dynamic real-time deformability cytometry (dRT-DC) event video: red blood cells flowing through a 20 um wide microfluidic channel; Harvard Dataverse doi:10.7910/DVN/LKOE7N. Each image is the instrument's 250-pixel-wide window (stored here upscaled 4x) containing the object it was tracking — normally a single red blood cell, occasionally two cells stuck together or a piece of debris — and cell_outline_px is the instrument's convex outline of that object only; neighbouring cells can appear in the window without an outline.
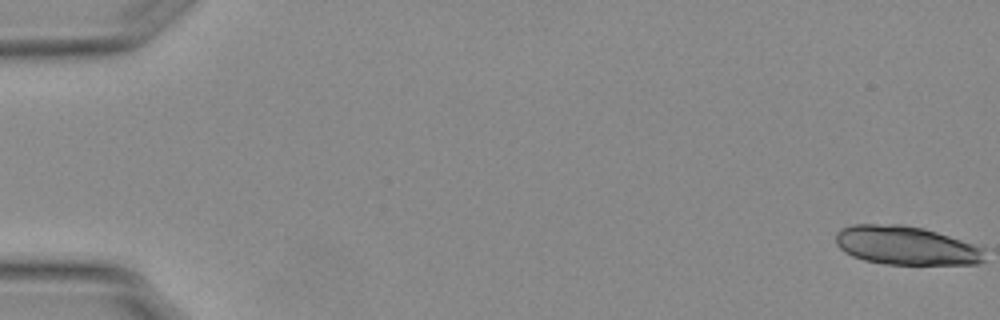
{"species": "Egyptian fruit bat (a non-hibernating species)", "species_latin": "Rousettus aegyptiacus", "temperature_condition": "warm", "stored_images_in_passage": 41, "camera_frame_rate_fps": 3000, "um_per_image_px": 0.085, "animal": {"sex": "female"}, "frame": {"image": 1, "passage_image": 1, "time_ms": 0.0, "image_size_px": [1000, 320], "cell_outline_px": [[984, 260], [976, 264], [884, 264], [864, 260], [852, 256], [844, 252], [836, 244], [836, 232], [840, 228], [852, 224], [900, 224], [924, 228], [984, 248]], "centroid_in_image_um": [76.95, 20.86], "position_along_channel_um": 8.0, "area_um2": 33.58}}
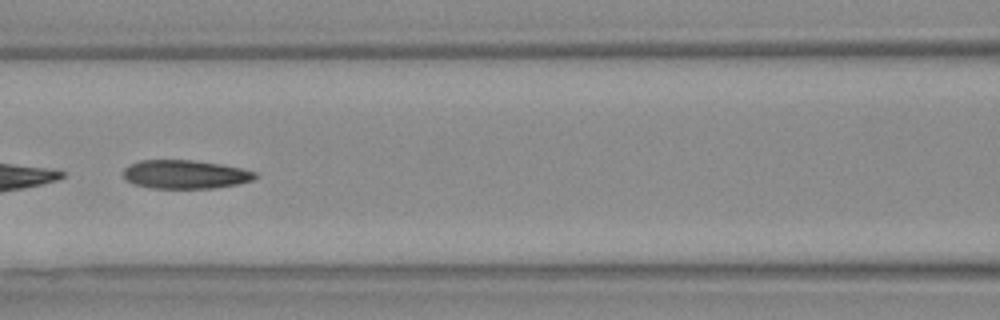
{"frame": {"image": 2, "passage_image": 26, "time_ms": 8.333, "image_size_px": [1000, 320], "cell_outline_px": [[256, 176], [252, 180], [236, 184], [212, 188], [152, 188], [136, 184], [124, 180], [124, 168], [140, 160], [192, 160], [220, 164], [240, 168], [256, 172]], "centroid_in_image_um": [15.72, 14.82], "position_along_channel_um": 150.9, "area_um2": 21.73}}
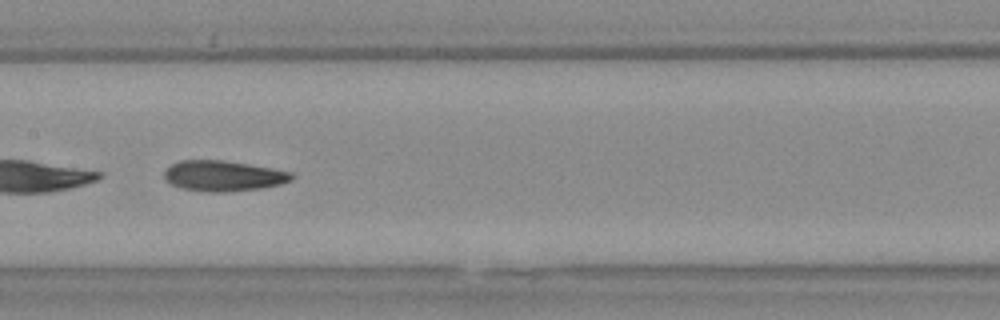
{"frame": {"image": 3, "passage_image": 29, "time_ms": 9.333, "image_size_px": [1000, 320], "cell_outline_px": [[296, 176], [292, 180], [280, 184], [260, 188], [228, 192], [208, 192], [180, 188], [164, 180], [164, 172], [172, 164], [180, 160], [224, 160], [272, 168], [292, 172]], "centroid_in_image_um": [18.99, 14.95], "position_along_channel_um": 188.4, "area_um2": 22.77}}